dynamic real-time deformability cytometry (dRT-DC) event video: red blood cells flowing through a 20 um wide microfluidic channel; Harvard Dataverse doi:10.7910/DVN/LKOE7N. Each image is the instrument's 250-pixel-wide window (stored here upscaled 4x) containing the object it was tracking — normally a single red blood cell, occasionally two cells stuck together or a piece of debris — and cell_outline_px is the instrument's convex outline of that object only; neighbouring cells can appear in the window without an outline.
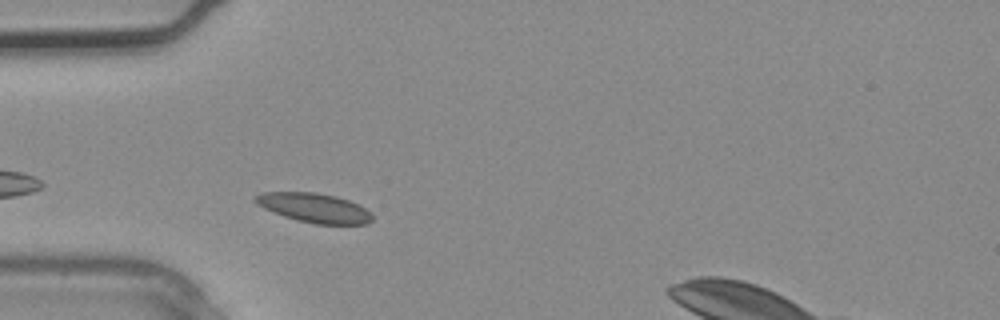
{"species": "common noctule bat (a hibernating species)", "species_latin": "Nyctalus noctula", "temperature_condition": "warm", "stored_images_in_passage": 3, "camera_frame_rate_fps": 3000, "um_per_image_px": 0.085, "animal": {"sex": "male", "body_mass_g": 20.4}, "frame": {"image": 1, "passage_image": 2, "time_ms": 0.333, "image_size_px": [1000, 320], "cell_outline_px": [[372, 220], [368, 224], [316, 224], [296, 220], [284, 216], [264, 208], [256, 204], [252, 200], [252, 196], [260, 192], [316, 192], [336, 196], [360, 204], [372, 212]], "centroid_in_image_um": [26.7, 17.65], "position_along_channel_um": 58.3, "area_um2": 20.29}}